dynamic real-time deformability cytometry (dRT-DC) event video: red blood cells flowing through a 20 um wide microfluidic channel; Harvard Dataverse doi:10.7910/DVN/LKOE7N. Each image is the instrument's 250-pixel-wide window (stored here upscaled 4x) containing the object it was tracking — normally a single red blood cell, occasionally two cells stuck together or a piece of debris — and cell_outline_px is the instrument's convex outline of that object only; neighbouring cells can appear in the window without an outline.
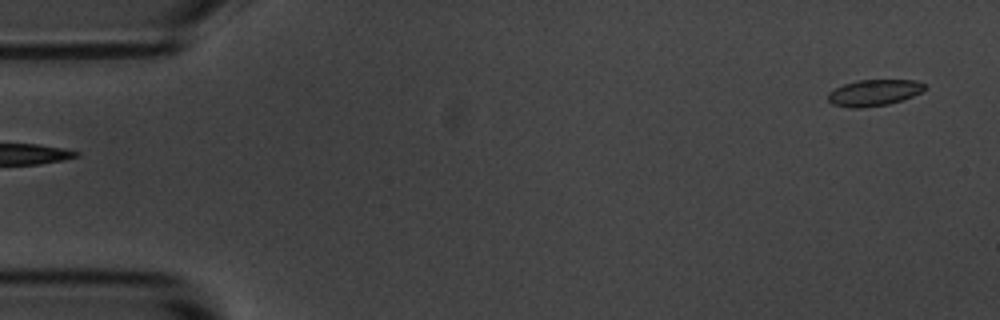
{"species": "common noctule bat (a hibernating species)", "species_latin": "Nyctalus noctula", "temperature_condition": "room temperature", "stored_images_in_passage": 5, "segment_of_instrument_passage": [2, 2], "camera_frame_rate_fps": 3000, "um_per_image_px": 0.085, "animal": {"sex": "male", "body_mass_g": 20.1, "forearm_length_mm": 53.5}, "frame": {"image": 1, "passage_image": 5, "time_ms": 5.333, "image_size_px": [1000, 320], "cell_outline_px": [[928, 88], [912, 96], [888, 104], [860, 108], [848, 108], [832, 104], [828, 100], [828, 92], [844, 84], [856, 80], [916, 80], [924, 84]], "centroid_in_image_um": [74.27, 7.88], "position_along_channel_um": 10.7, "area_um2": 14.8}}